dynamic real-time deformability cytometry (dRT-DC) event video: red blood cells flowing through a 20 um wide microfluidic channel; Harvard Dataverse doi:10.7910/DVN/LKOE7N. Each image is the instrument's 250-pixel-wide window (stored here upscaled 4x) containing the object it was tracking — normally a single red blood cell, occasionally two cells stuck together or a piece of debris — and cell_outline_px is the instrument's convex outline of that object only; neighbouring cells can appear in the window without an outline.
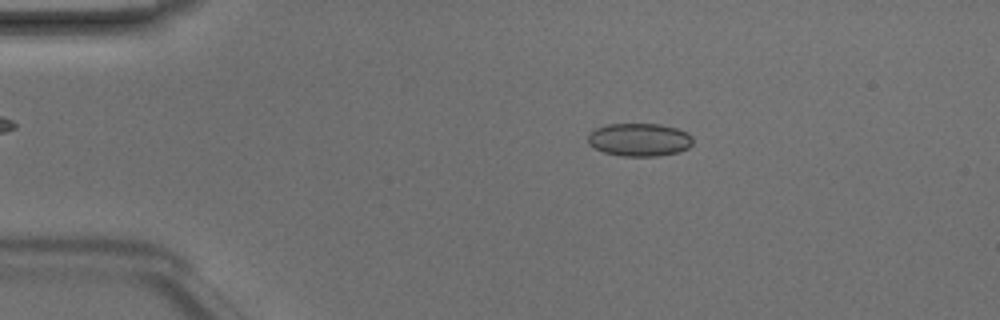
{"species": "Egyptian fruit bat (a non-hibernating species)", "species_latin": "Rousettus aegyptiacus", "temperature_condition": "room temperature", "stored_images_in_passage": 15, "camera_frame_rate_fps": 3000, "um_per_image_px": 0.085, "animal": {"sex": "male"}, "frame": {"image": 1, "passage_image": 9, "time_ms": 2.667, "image_size_px": [1000, 320], "cell_outline_px": [[692, 144], [688, 148], [680, 152], [656, 156], [620, 156], [604, 152], [588, 144], [588, 136], [596, 128], [608, 124], [660, 124], [676, 128], [688, 132], [692, 136]], "centroid_in_image_um": [54.37, 11.88], "position_along_channel_um": 30.6, "area_um2": 20.23}}